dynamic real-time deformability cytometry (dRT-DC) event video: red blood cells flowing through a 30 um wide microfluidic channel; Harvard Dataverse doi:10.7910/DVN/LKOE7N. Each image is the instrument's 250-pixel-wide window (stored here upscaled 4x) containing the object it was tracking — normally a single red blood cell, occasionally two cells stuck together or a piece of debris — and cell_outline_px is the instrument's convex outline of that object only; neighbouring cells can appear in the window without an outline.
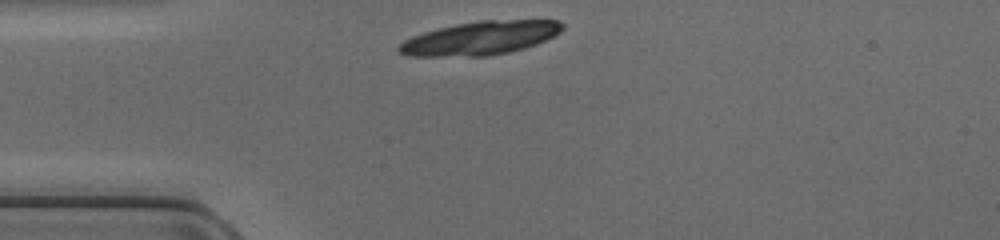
{"species": "common noctule bat (a hibernating species)", "species_latin": "Nyctalus noctula", "temperature_condition": "cold", "stored_images_in_passage": 32, "camera_frame_rate_fps": 3000, "um_per_image_px": 0.085, "animal": {"sex": "female", "body_mass_g": 17.0, "forearm_length_mm": 48.0}, "frame": {"image": 1, "passage_image": 1, "time_ms": 0.0, "image_size_px": [1000, 240], "cell_outline_px": [[564, 28], [560, 32], [536, 44], [524, 48], [508, 52], [488, 56], [408, 56], [400, 52], [396, 48], [404, 40], [412, 36], [424, 32], [456, 24], [480, 20], [560, 20], [564, 24]], "centroid_in_image_um": [40.83, 3.23], "position_along_channel_um": 44.2, "area_um2": 31.79}}